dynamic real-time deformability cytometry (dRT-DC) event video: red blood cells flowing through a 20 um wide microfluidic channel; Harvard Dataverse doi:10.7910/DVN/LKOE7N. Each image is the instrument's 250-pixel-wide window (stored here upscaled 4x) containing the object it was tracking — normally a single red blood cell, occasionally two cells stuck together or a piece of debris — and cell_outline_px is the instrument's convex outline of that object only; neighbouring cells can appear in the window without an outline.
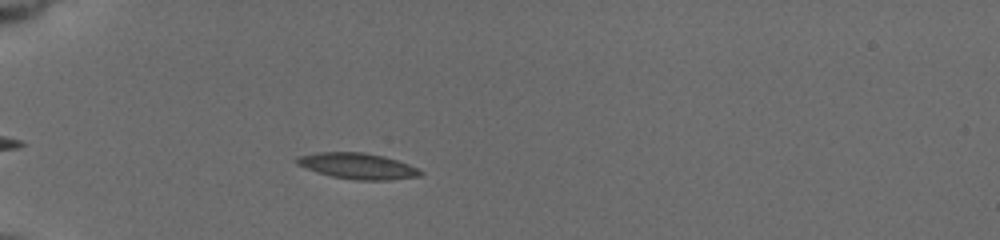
{"species": "common noctule bat (a hibernating species)", "species_latin": "Nyctalus noctula", "temperature_condition": "cold", "stored_images_in_passage": 46, "camera_frame_rate_fps": 3000, "um_per_image_px": 0.085, "animal": {"sex": "female", "body_mass_g": 19.5, "forearm_length_mm": 54.1}, "frame": {"image": 1, "passage_image": 8, "time_ms": 2.333, "image_size_px": [1000, 240], "cell_outline_px": [[424, 172], [420, 176], [388, 180], [356, 180], [332, 176], [316, 172], [296, 164], [296, 160], [300, 156], [316, 152], [364, 152], [384, 156], [408, 164]], "centroid_in_image_um": [30.4, 14.11], "position_along_channel_um": 54.6, "area_um2": 18.55}}
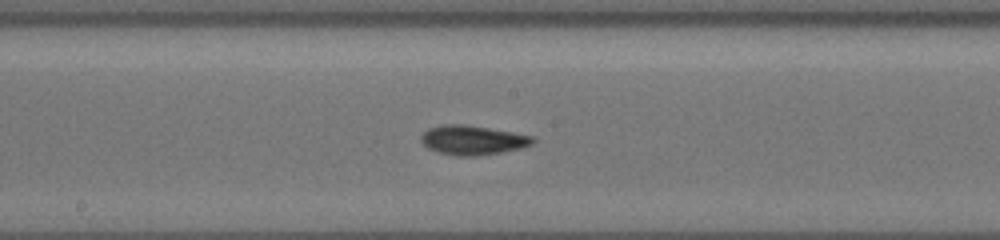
{"frame": {"image": 2, "passage_image": 22, "time_ms": 7.0, "image_size_px": [1000, 240], "cell_outline_px": [[536, 140], [532, 144], [524, 148], [476, 156], [456, 156], [436, 152], [428, 148], [420, 140], [420, 136], [428, 128], [444, 124], [464, 124], [512, 132], [532, 136]], "centroid_in_image_um": [40.16, 11.91], "position_along_channel_um": 208.0, "area_um2": 19.19}}
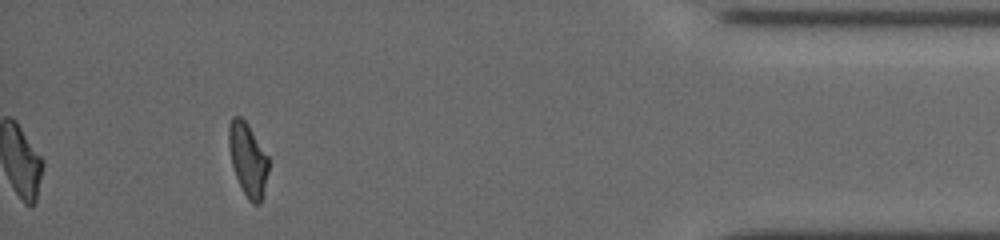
{"frame": {"image": 3, "passage_image": 42, "time_ms": 13.667, "image_size_px": [1000, 240], "cell_outline_px": [[268, 172], [260, 204], [252, 204], [248, 200], [236, 176], [232, 164], [228, 144], [228, 128], [232, 116], [240, 116], [248, 124], [268, 156]], "centroid_in_image_um": [21.06, 13.53], "position_along_channel_um": 414.1, "area_um2": 16.76}, "authors_computed_cell_mechanics": {"area_um2": 17.9758, "velocity_mm_per_s": 3.76, "shape_relaxation_time_tau1_ms": 7.0113, "shape_relaxation_time_tau2_ms": 3.6662, "deformation_change_tau1": 0.1573, "deformation_change_tau2": 0.0953}}